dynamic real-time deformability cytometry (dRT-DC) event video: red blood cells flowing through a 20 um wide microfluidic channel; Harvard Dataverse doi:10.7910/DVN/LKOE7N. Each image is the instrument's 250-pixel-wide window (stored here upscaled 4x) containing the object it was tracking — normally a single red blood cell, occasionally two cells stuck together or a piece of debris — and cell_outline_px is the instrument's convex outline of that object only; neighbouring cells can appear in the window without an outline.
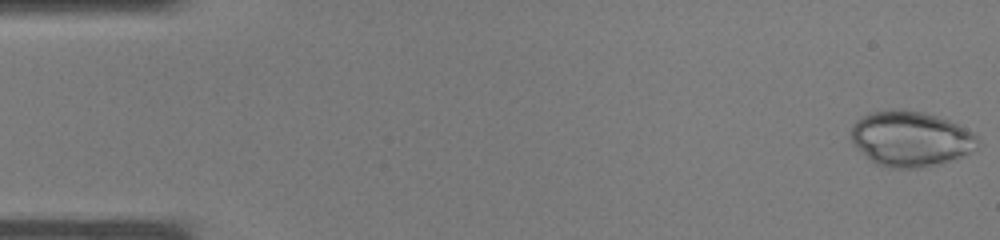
{"species": "common noctule bat (a hibernating species)", "species_latin": "Nyctalus noctula", "temperature_condition": "warm", "stored_images_in_passage": 37, "camera_frame_rate_fps": 3000, "um_per_image_px": 0.085, "animal": {"sex": "male", "body_mass_g": 19.0, "forearm_length_mm": 50.8}, "frame": {"image": 1, "passage_image": 1, "time_ms": 0.0, "image_size_px": [1000, 240], "cell_outline_px": [[976, 148], [972, 152], [964, 156], [940, 164], [920, 168], [888, 168], [876, 164], [856, 148], [852, 144], [852, 124], [856, 120], [872, 112], [896, 108], [900, 108], [924, 112], [948, 120], [972, 132], [976, 136]], "centroid_in_image_um": [77.38, 11.8], "position_along_channel_um": 7.6, "area_um2": 40.92}}
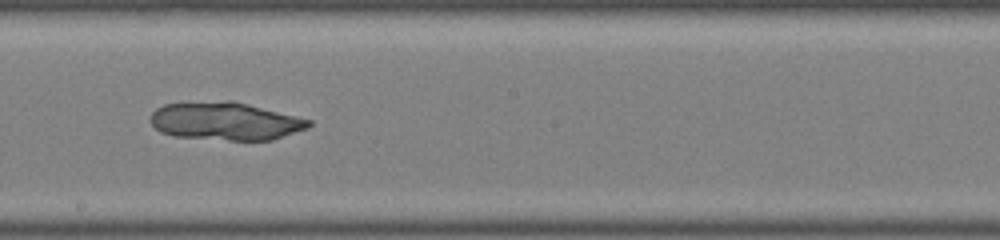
{"frame": {"image": 2, "passage_image": 21, "time_ms": 6.667, "image_size_px": [1000, 240], "cell_outline_px": [[312, 124], [308, 128], [272, 140], [228, 140], [176, 136], [160, 132], [152, 124], [152, 112], [156, 108], [164, 104], [228, 100], [232, 100], [312, 120]], "centroid_in_image_um": [19.18, 10.3], "position_along_channel_um": 229.0, "area_um2": 34.8}}
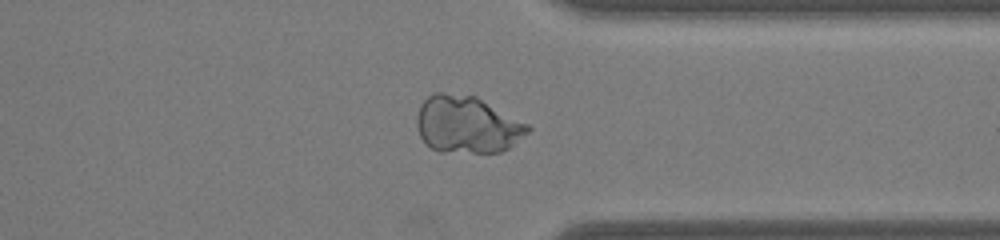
{"frame": {"image": 3, "passage_image": 29, "time_ms": 9.333, "image_size_px": [1000, 240], "cell_outline_px": [[532, 128], [528, 132], [508, 148], [500, 152], [440, 152], [432, 148], [420, 136], [416, 124], [416, 116], [420, 104], [432, 92], [444, 92], [476, 96], [528, 124]], "centroid_in_image_um": [39.68, 10.57], "position_along_channel_um": 371.7, "area_um2": 36.93}}